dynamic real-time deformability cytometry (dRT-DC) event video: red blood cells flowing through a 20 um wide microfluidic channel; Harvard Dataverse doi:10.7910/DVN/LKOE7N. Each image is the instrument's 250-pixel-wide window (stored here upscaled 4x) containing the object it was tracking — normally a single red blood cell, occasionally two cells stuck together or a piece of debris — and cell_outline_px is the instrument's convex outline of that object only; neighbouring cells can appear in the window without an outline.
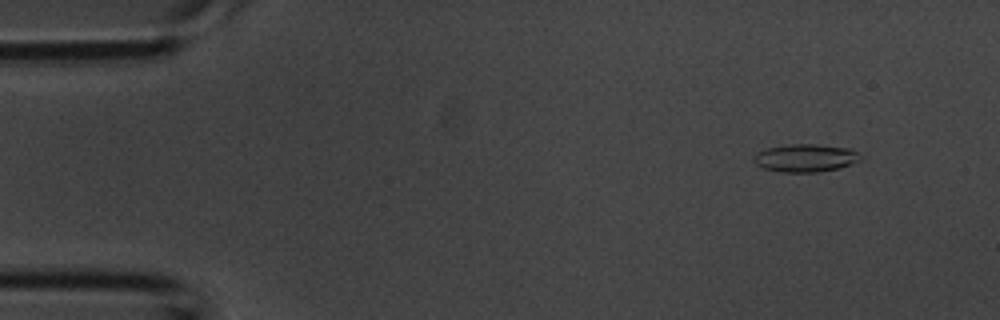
{"species": "common noctule bat (a hibernating species)", "species_latin": "Nyctalus noctula", "temperature_condition": "room temperature", "stored_images_in_passage": 5, "camera_frame_rate_fps": 3000, "um_per_image_px": 0.085, "animal": {"sex": "male", "body_mass_g": 20.1, "forearm_length_mm": 53.5}, "frame": {"image": 1, "passage_image": 2, "time_ms": 0.333, "image_size_px": [1000, 320], "cell_outline_px": [[864, 156], [860, 160], [852, 164], [840, 168], [816, 172], [780, 172], [764, 168], [756, 164], [752, 160], [752, 156], [756, 152], [768, 148], [792, 144], [816, 144], [852, 148]], "centroid_in_image_um": [68.5, 13.42], "position_along_channel_um": 16.5, "area_um2": 17.57}}